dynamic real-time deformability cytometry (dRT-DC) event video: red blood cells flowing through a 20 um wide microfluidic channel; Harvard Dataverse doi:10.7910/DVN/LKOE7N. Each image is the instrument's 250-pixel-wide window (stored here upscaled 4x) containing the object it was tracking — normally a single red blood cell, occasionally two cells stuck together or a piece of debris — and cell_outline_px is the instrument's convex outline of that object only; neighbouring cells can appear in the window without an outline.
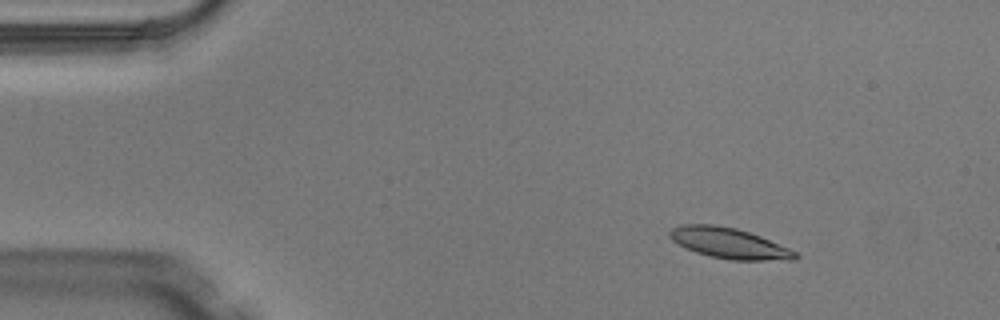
{"species": "Egyptian fruit bat (a non-hibernating species)", "species_latin": "Rousettus aegyptiacus", "temperature_condition": "warm", "stored_images_in_passage": 4, "camera_frame_rate_fps": 3000, "um_per_image_px": 0.085, "animal": {"sex": "male"}, "frame": {"image": 1, "passage_image": 2, "time_ms": 0.333, "image_size_px": [1000, 320], "cell_outline_px": [[800, 256], [796, 260], [732, 260], [712, 256], [696, 252], [672, 240], [668, 236], [668, 232], [672, 228], [680, 224], [716, 224], [736, 228], [760, 236], [788, 248], [796, 252]], "centroid_in_image_um": [61.98, 20.66], "position_along_channel_um": 23.0, "area_um2": 22.25}}